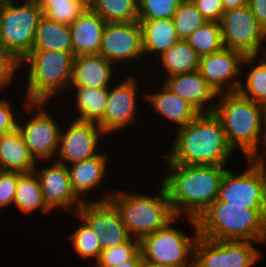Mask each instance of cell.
Here are the masks:
<instances>
[{
	"label": "cell",
	"instance_id": "obj_47",
	"mask_svg": "<svg viewBox=\"0 0 266 267\" xmlns=\"http://www.w3.org/2000/svg\"><path fill=\"white\" fill-rule=\"evenodd\" d=\"M266 64V47L262 48L258 55Z\"/></svg>",
	"mask_w": 266,
	"mask_h": 267
},
{
	"label": "cell",
	"instance_id": "obj_31",
	"mask_svg": "<svg viewBox=\"0 0 266 267\" xmlns=\"http://www.w3.org/2000/svg\"><path fill=\"white\" fill-rule=\"evenodd\" d=\"M88 9L106 23L138 21V0H88Z\"/></svg>",
	"mask_w": 266,
	"mask_h": 267
},
{
	"label": "cell",
	"instance_id": "obj_3",
	"mask_svg": "<svg viewBox=\"0 0 266 267\" xmlns=\"http://www.w3.org/2000/svg\"><path fill=\"white\" fill-rule=\"evenodd\" d=\"M214 114L220 119L228 143L245 159L266 148V107L238 92L218 94ZM260 146H262L260 148Z\"/></svg>",
	"mask_w": 266,
	"mask_h": 267
},
{
	"label": "cell",
	"instance_id": "obj_29",
	"mask_svg": "<svg viewBox=\"0 0 266 267\" xmlns=\"http://www.w3.org/2000/svg\"><path fill=\"white\" fill-rule=\"evenodd\" d=\"M32 50H58L73 53L70 25L42 16L36 29Z\"/></svg>",
	"mask_w": 266,
	"mask_h": 267
},
{
	"label": "cell",
	"instance_id": "obj_18",
	"mask_svg": "<svg viewBox=\"0 0 266 267\" xmlns=\"http://www.w3.org/2000/svg\"><path fill=\"white\" fill-rule=\"evenodd\" d=\"M246 163L247 167L238 174L229 168L226 170L217 200L228 202V205H266L263 178L249 159Z\"/></svg>",
	"mask_w": 266,
	"mask_h": 267
},
{
	"label": "cell",
	"instance_id": "obj_19",
	"mask_svg": "<svg viewBox=\"0 0 266 267\" xmlns=\"http://www.w3.org/2000/svg\"><path fill=\"white\" fill-rule=\"evenodd\" d=\"M163 81L172 93L190 103L199 113L214 111L218 94L199 71L165 77Z\"/></svg>",
	"mask_w": 266,
	"mask_h": 267
},
{
	"label": "cell",
	"instance_id": "obj_35",
	"mask_svg": "<svg viewBox=\"0 0 266 267\" xmlns=\"http://www.w3.org/2000/svg\"><path fill=\"white\" fill-rule=\"evenodd\" d=\"M172 20L180 40H186L199 26L207 21L197 10L192 0H182Z\"/></svg>",
	"mask_w": 266,
	"mask_h": 267
},
{
	"label": "cell",
	"instance_id": "obj_24",
	"mask_svg": "<svg viewBox=\"0 0 266 267\" xmlns=\"http://www.w3.org/2000/svg\"><path fill=\"white\" fill-rule=\"evenodd\" d=\"M138 21L142 31L144 57L151 56L155 60L180 41L172 18Z\"/></svg>",
	"mask_w": 266,
	"mask_h": 267
},
{
	"label": "cell",
	"instance_id": "obj_42",
	"mask_svg": "<svg viewBox=\"0 0 266 267\" xmlns=\"http://www.w3.org/2000/svg\"><path fill=\"white\" fill-rule=\"evenodd\" d=\"M247 5L257 21L266 30V0H247Z\"/></svg>",
	"mask_w": 266,
	"mask_h": 267
},
{
	"label": "cell",
	"instance_id": "obj_22",
	"mask_svg": "<svg viewBox=\"0 0 266 267\" xmlns=\"http://www.w3.org/2000/svg\"><path fill=\"white\" fill-rule=\"evenodd\" d=\"M152 93H144L147 105L161 118L172 122L176 130L192 122L200 113L187 101L172 93L163 83Z\"/></svg>",
	"mask_w": 266,
	"mask_h": 267
},
{
	"label": "cell",
	"instance_id": "obj_33",
	"mask_svg": "<svg viewBox=\"0 0 266 267\" xmlns=\"http://www.w3.org/2000/svg\"><path fill=\"white\" fill-rule=\"evenodd\" d=\"M188 44L200 57L218 52L224 48L219 22L206 21L187 39Z\"/></svg>",
	"mask_w": 266,
	"mask_h": 267
},
{
	"label": "cell",
	"instance_id": "obj_6",
	"mask_svg": "<svg viewBox=\"0 0 266 267\" xmlns=\"http://www.w3.org/2000/svg\"><path fill=\"white\" fill-rule=\"evenodd\" d=\"M74 58L72 52L32 50L19 63L20 69L27 66L24 88L28 102L49 103L57 94L64 91L66 94L70 89Z\"/></svg>",
	"mask_w": 266,
	"mask_h": 267
},
{
	"label": "cell",
	"instance_id": "obj_44",
	"mask_svg": "<svg viewBox=\"0 0 266 267\" xmlns=\"http://www.w3.org/2000/svg\"><path fill=\"white\" fill-rule=\"evenodd\" d=\"M144 261L140 251L130 260L124 262L121 265H94L93 267H143Z\"/></svg>",
	"mask_w": 266,
	"mask_h": 267
},
{
	"label": "cell",
	"instance_id": "obj_21",
	"mask_svg": "<svg viewBox=\"0 0 266 267\" xmlns=\"http://www.w3.org/2000/svg\"><path fill=\"white\" fill-rule=\"evenodd\" d=\"M114 68L117 70L115 64L100 54L76 56L70 86L109 88L116 76Z\"/></svg>",
	"mask_w": 266,
	"mask_h": 267
},
{
	"label": "cell",
	"instance_id": "obj_2",
	"mask_svg": "<svg viewBox=\"0 0 266 267\" xmlns=\"http://www.w3.org/2000/svg\"><path fill=\"white\" fill-rule=\"evenodd\" d=\"M175 131L176 137L172 136L173 143L165 155L172 163L228 166L230 157L235 154L214 112L200 113L192 122Z\"/></svg>",
	"mask_w": 266,
	"mask_h": 267
},
{
	"label": "cell",
	"instance_id": "obj_38",
	"mask_svg": "<svg viewBox=\"0 0 266 267\" xmlns=\"http://www.w3.org/2000/svg\"><path fill=\"white\" fill-rule=\"evenodd\" d=\"M19 173L0 170V210L13 205Z\"/></svg>",
	"mask_w": 266,
	"mask_h": 267
},
{
	"label": "cell",
	"instance_id": "obj_14",
	"mask_svg": "<svg viewBox=\"0 0 266 267\" xmlns=\"http://www.w3.org/2000/svg\"><path fill=\"white\" fill-rule=\"evenodd\" d=\"M69 122H65L68 125H62L59 150L55 158L65 166L97 156L100 153V140L107 136L97 123L75 119H69Z\"/></svg>",
	"mask_w": 266,
	"mask_h": 267
},
{
	"label": "cell",
	"instance_id": "obj_34",
	"mask_svg": "<svg viewBox=\"0 0 266 267\" xmlns=\"http://www.w3.org/2000/svg\"><path fill=\"white\" fill-rule=\"evenodd\" d=\"M40 7L47 19L70 25L88 9V0H44Z\"/></svg>",
	"mask_w": 266,
	"mask_h": 267
},
{
	"label": "cell",
	"instance_id": "obj_13",
	"mask_svg": "<svg viewBox=\"0 0 266 267\" xmlns=\"http://www.w3.org/2000/svg\"><path fill=\"white\" fill-rule=\"evenodd\" d=\"M99 54L122 68L144 60L139 21L106 23Z\"/></svg>",
	"mask_w": 266,
	"mask_h": 267
},
{
	"label": "cell",
	"instance_id": "obj_48",
	"mask_svg": "<svg viewBox=\"0 0 266 267\" xmlns=\"http://www.w3.org/2000/svg\"><path fill=\"white\" fill-rule=\"evenodd\" d=\"M143 267H174V266H163V265H156V264H150V263H144Z\"/></svg>",
	"mask_w": 266,
	"mask_h": 267
},
{
	"label": "cell",
	"instance_id": "obj_28",
	"mask_svg": "<svg viewBox=\"0 0 266 267\" xmlns=\"http://www.w3.org/2000/svg\"><path fill=\"white\" fill-rule=\"evenodd\" d=\"M200 56L186 40H180L157 59L164 72L163 78L199 70ZM166 74V75H165Z\"/></svg>",
	"mask_w": 266,
	"mask_h": 267
},
{
	"label": "cell",
	"instance_id": "obj_4",
	"mask_svg": "<svg viewBox=\"0 0 266 267\" xmlns=\"http://www.w3.org/2000/svg\"><path fill=\"white\" fill-rule=\"evenodd\" d=\"M199 236L215 241L266 243V205L215 200L197 219Z\"/></svg>",
	"mask_w": 266,
	"mask_h": 267
},
{
	"label": "cell",
	"instance_id": "obj_32",
	"mask_svg": "<svg viewBox=\"0 0 266 267\" xmlns=\"http://www.w3.org/2000/svg\"><path fill=\"white\" fill-rule=\"evenodd\" d=\"M71 215L79 219L81 224L74 229L73 233L67 236V240L71 241L72 250H75L80 259H83V261L92 259L94 260L92 263L95 264L99 260L102 251L99 239L91 226L80 215L77 213Z\"/></svg>",
	"mask_w": 266,
	"mask_h": 267
},
{
	"label": "cell",
	"instance_id": "obj_46",
	"mask_svg": "<svg viewBox=\"0 0 266 267\" xmlns=\"http://www.w3.org/2000/svg\"><path fill=\"white\" fill-rule=\"evenodd\" d=\"M19 2V0H15ZM44 0H20L21 3H26V4H35V5H41Z\"/></svg>",
	"mask_w": 266,
	"mask_h": 267
},
{
	"label": "cell",
	"instance_id": "obj_25",
	"mask_svg": "<svg viewBox=\"0 0 266 267\" xmlns=\"http://www.w3.org/2000/svg\"><path fill=\"white\" fill-rule=\"evenodd\" d=\"M36 160L30 154L18 130L0 136V170L29 173L35 170Z\"/></svg>",
	"mask_w": 266,
	"mask_h": 267
},
{
	"label": "cell",
	"instance_id": "obj_36",
	"mask_svg": "<svg viewBox=\"0 0 266 267\" xmlns=\"http://www.w3.org/2000/svg\"><path fill=\"white\" fill-rule=\"evenodd\" d=\"M182 0H138V20L172 18Z\"/></svg>",
	"mask_w": 266,
	"mask_h": 267
},
{
	"label": "cell",
	"instance_id": "obj_17",
	"mask_svg": "<svg viewBox=\"0 0 266 267\" xmlns=\"http://www.w3.org/2000/svg\"><path fill=\"white\" fill-rule=\"evenodd\" d=\"M245 57L239 51L224 47L201 57L198 71L217 94L238 92Z\"/></svg>",
	"mask_w": 266,
	"mask_h": 267
},
{
	"label": "cell",
	"instance_id": "obj_12",
	"mask_svg": "<svg viewBox=\"0 0 266 267\" xmlns=\"http://www.w3.org/2000/svg\"><path fill=\"white\" fill-rule=\"evenodd\" d=\"M121 82L115 80L108 88V100L104 117L97 123L109 136L133 125L138 117L139 84L135 74L129 73ZM117 83V84H116ZM136 118V119H135ZM113 132V133H112Z\"/></svg>",
	"mask_w": 266,
	"mask_h": 267
},
{
	"label": "cell",
	"instance_id": "obj_10",
	"mask_svg": "<svg viewBox=\"0 0 266 267\" xmlns=\"http://www.w3.org/2000/svg\"><path fill=\"white\" fill-rule=\"evenodd\" d=\"M219 25L224 47L245 56H258L266 43V30L248 5L224 11Z\"/></svg>",
	"mask_w": 266,
	"mask_h": 267
},
{
	"label": "cell",
	"instance_id": "obj_23",
	"mask_svg": "<svg viewBox=\"0 0 266 267\" xmlns=\"http://www.w3.org/2000/svg\"><path fill=\"white\" fill-rule=\"evenodd\" d=\"M106 22L99 15L87 9L70 24L74 56L99 54Z\"/></svg>",
	"mask_w": 266,
	"mask_h": 267
},
{
	"label": "cell",
	"instance_id": "obj_20",
	"mask_svg": "<svg viewBox=\"0 0 266 267\" xmlns=\"http://www.w3.org/2000/svg\"><path fill=\"white\" fill-rule=\"evenodd\" d=\"M110 158L108 151H101L97 156L67 166L71 187L82 202L94 201L88 196L104 184Z\"/></svg>",
	"mask_w": 266,
	"mask_h": 267
},
{
	"label": "cell",
	"instance_id": "obj_26",
	"mask_svg": "<svg viewBox=\"0 0 266 267\" xmlns=\"http://www.w3.org/2000/svg\"><path fill=\"white\" fill-rule=\"evenodd\" d=\"M69 91L70 94L71 91L72 94L75 93L72 104L75 107L73 109H75L74 117L76 118L72 119L98 123L104 117L108 100V88L70 86Z\"/></svg>",
	"mask_w": 266,
	"mask_h": 267
},
{
	"label": "cell",
	"instance_id": "obj_30",
	"mask_svg": "<svg viewBox=\"0 0 266 267\" xmlns=\"http://www.w3.org/2000/svg\"><path fill=\"white\" fill-rule=\"evenodd\" d=\"M246 65L249 69L246 72L242 70L245 75H241L238 93L266 107V64L259 56H246L242 66Z\"/></svg>",
	"mask_w": 266,
	"mask_h": 267
},
{
	"label": "cell",
	"instance_id": "obj_40",
	"mask_svg": "<svg viewBox=\"0 0 266 267\" xmlns=\"http://www.w3.org/2000/svg\"><path fill=\"white\" fill-rule=\"evenodd\" d=\"M9 99H0V133L6 134L13 132L18 128V117L16 116L15 108L13 109Z\"/></svg>",
	"mask_w": 266,
	"mask_h": 267
},
{
	"label": "cell",
	"instance_id": "obj_45",
	"mask_svg": "<svg viewBox=\"0 0 266 267\" xmlns=\"http://www.w3.org/2000/svg\"><path fill=\"white\" fill-rule=\"evenodd\" d=\"M224 10L240 8L247 5V0H222Z\"/></svg>",
	"mask_w": 266,
	"mask_h": 267
},
{
	"label": "cell",
	"instance_id": "obj_7",
	"mask_svg": "<svg viewBox=\"0 0 266 267\" xmlns=\"http://www.w3.org/2000/svg\"><path fill=\"white\" fill-rule=\"evenodd\" d=\"M186 219L192 226V236L174 226L179 220H183L181 217H175L164 228L139 240V250L144 263L194 267V250L199 237L198 223L197 219Z\"/></svg>",
	"mask_w": 266,
	"mask_h": 267
},
{
	"label": "cell",
	"instance_id": "obj_11",
	"mask_svg": "<svg viewBox=\"0 0 266 267\" xmlns=\"http://www.w3.org/2000/svg\"><path fill=\"white\" fill-rule=\"evenodd\" d=\"M251 241H215L199 236L194 250V267H251L262 257Z\"/></svg>",
	"mask_w": 266,
	"mask_h": 267
},
{
	"label": "cell",
	"instance_id": "obj_9",
	"mask_svg": "<svg viewBox=\"0 0 266 267\" xmlns=\"http://www.w3.org/2000/svg\"><path fill=\"white\" fill-rule=\"evenodd\" d=\"M23 111L29 118L18 119V130L23 136L30 154L36 160L54 161L59 150L62 123L51 116L46 102H28L23 98ZM31 116H30V115ZM31 117V118H30ZM61 126H60V125Z\"/></svg>",
	"mask_w": 266,
	"mask_h": 267
},
{
	"label": "cell",
	"instance_id": "obj_37",
	"mask_svg": "<svg viewBox=\"0 0 266 267\" xmlns=\"http://www.w3.org/2000/svg\"><path fill=\"white\" fill-rule=\"evenodd\" d=\"M139 251V239L131 238L126 243L101 251L100 258L94 265H121L132 259Z\"/></svg>",
	"mask_w": 266,
	"mask_h": 267
},
{
	"label": "cell",
	"instance_id": "obj_1",
	"mask_svg": "<svg viewBox=\"0 0 266 267\" xmlns=\"http://www.w3.org/2000/svg\"><path fill=\"white\" fill-rule=\"evenodd\" d=\"M160 182L166 188L175 217L199 216L217 199L227 166H188L172 163L168 158Z\"/></svg>",
	"mask_w": 266,
	"mask_h": 267
},
{
	"label": "cell",
	"instance_id": "obj_43",
	"mask_svg": "<svg viewBox=\"0 0 266 267\" xmlns=\"http://www.w3.org/2000/svg\"><path fill=\"white\" fill-rule=\"evenodd\" d=\"M249 160L255 165L263 178L266 196V150L250 157Z\"/></svg>",
	"mask_w": 266,
	"mask_h": 267
},
{
	"label": "cell",
	"instance_id": "obj_8",
	"mask_svg": "<svg viewBox=\"0 0 266 267\" xmlns=\"http://www.w3.org/2000/svg\"><path fill=\"white\" fill-rule=\"evenodd\" d=\"M17 3L0 2V47L20 63L33 49L43 12L39 5Z\"/></svg>",
	"mask_w": 266,
	"mask_h": 267
},
{
	"label": "cell",
	"instance_id": "obj_5",
	"mask_svg": "<svg viewBox=\"0 0 266 267\" xmlns=\"http://www.w3.org/2000/svg\"><path fill=\"white\" fill-rule=\"evenodd\" d=\"M158 186L155 195L120 191L115 188L112 193H102L104 196L96 197L94 201L109 200L118 210L130 236L140 240L164 228L175 218L166 188L161 182Z\"/></svg>",
	"mask_w": 266,
	"mask_h": 267
},
{
	"label": "cell",
	"instance_id": "obj_16",
	"mask_svg": "<svg viewBox=\"0 0 266 267\" xmlns=\"http://www.w3.org/2000/svg\"><path fill=\"white\" fill-rule=\"evenodd\" d=\"M39 163H44V167H40ZM34 171L40 181L43 200L52 211L61 208V211L64 210L70 214L77 213L83 202L71 187L67 166L56 160L46 161V163L40 161L37 162Z\"/></svg>",
	"mask_w": 266,
	"mask_h": 267
},
{
	"label": "cell",
	"instance_id": "obj_27",
	"mask_svg": "<svg viewBox=\"0 0 266 267\" xmlns=\"http://www.w3.org/2000/svg\"><path fill=\"white\" fill-rule=\"evenodd\" d=\"M13 205L27 216L40 210L46 215L53 214V211L43 200L40 181L35 171L19 173Z\"/></svg>",
	"mask_w": 266,
	"mask_h": 267
},
{
	"label": "cell",
	"instance_id": "obj_15",
	"mask_svg": "<svg viewBox=\"0 0 266 267\" xmlns=\"http://www.w3.org/2000/svg\"><path fill=\"white\" fill-rule=\"evenodd\" d=\"M77 214L91 226L102 251L126 243L132 238L118 210L109 200L83 202Z\"/></svg>",
	"mask_w": 266,
	"mask_h": 267
},
{
	"label": "cell",
	"instance_id": "obj_41",
	"mask_svg": "<svg viewBox=\"0 0 266 267\" xmlns=\"http://www.w3.org/2000/svg\"><path fill=\"white\" fill-rule=\"evenodd\" d=\"M192 2L207 21L219 22L225 11L222 0H192Z\"/></svg>",
	"mask_w": 266,
	"mask_h": 267
},
{
	"label": "cell",
	"instance_id": "obj_39",
	"mask_svg": "<svg viewBox=\"0 0 266 267\" xmlns=\"http://www.w3.org/2000/svg\"><path fill=\"white\" fill-rule=\"evenodd\" d=\"M19 63L0 47V92L7 89L16 80L15 74L21 72ZM14 79V80H13Z\"/></svg>",
	"mask_w": 266,
	"mask_h": 267
}]
</instances>
